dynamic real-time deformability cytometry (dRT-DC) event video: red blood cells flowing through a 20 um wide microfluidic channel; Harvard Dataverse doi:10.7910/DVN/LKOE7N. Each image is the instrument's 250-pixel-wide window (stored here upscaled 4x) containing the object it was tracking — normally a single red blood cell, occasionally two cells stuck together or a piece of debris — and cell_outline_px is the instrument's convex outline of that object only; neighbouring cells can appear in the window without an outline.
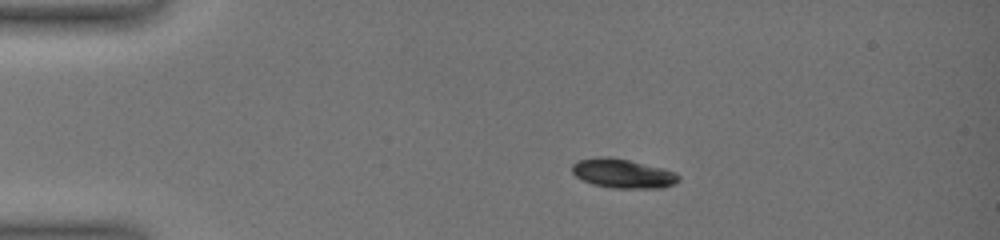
{"species": "common noctule bat (a hibernating species)", "species_latin": "Nyctalus noctula", "temperature_condition": "warm", "stored_images_in_passage": 26, "camera_frame_rate_fps": 3000, "um_per_image_px": 0.085, "animal": {"sex": "female", "body_mass_g": 19.0, "forearm_length_mm": 51.5}, "frame": {"image": 1, "passage_image": 1, "time_ms": 0.0, "image_size_px": [1000, 240], "cell_outline_px": [[680, 180], [664, 188], [612, 188], [592, 184], [576, 176], [572, 172], [572, 164], [576, 160], [596, 156], [612, 156], [664, 168], [676, 172], [680, 176]], "centroid_in_image_um": [52.94, 14.73], "position_along_channel_um": 32.1, "area_um2": 18.44}}
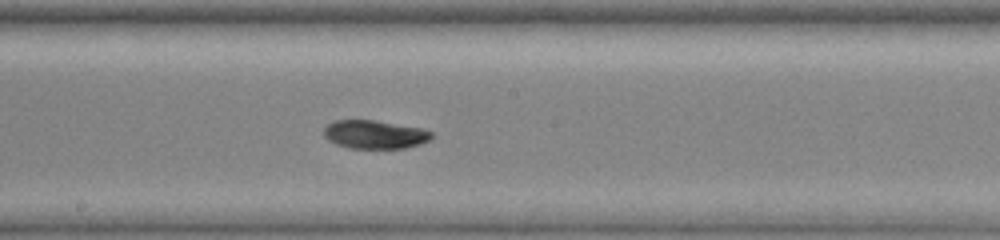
{"frame": {"image": 2, "passage_image": 14, "time_ms": 6.667, "image_size_px": [1000, 240], "cell_outline_px": [[432, 136], [428, 140], [420, 144], [404, 148], [348, 148], [336, 144], [328, 140], [324, 136], [324, 128], [328, 124], [336, 120], [372, 120], [424, 128], [432, 132]], "centroid_in_image_um": [31.85, 11.43], "position_along_channel_um": 216.4, "area_um2": 17.8}}
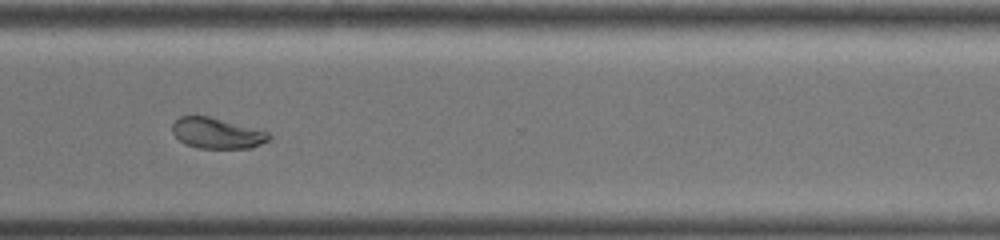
{"frame": {"image": 3, "passage_image": 25, "time_ms": 10.333, "image_size_px": [1000, 240], "cell_outline_px": [[272, 140], [252, 148], [196, 148], [184, 144], [172, 132], [172, 124], [180, 116], [208, 116], [264, 128], [272, 136]], "centroid_in_image_um": [18.54, 11.32], "position_along_channel_um": 352.1, "area_um2": 17.92}}